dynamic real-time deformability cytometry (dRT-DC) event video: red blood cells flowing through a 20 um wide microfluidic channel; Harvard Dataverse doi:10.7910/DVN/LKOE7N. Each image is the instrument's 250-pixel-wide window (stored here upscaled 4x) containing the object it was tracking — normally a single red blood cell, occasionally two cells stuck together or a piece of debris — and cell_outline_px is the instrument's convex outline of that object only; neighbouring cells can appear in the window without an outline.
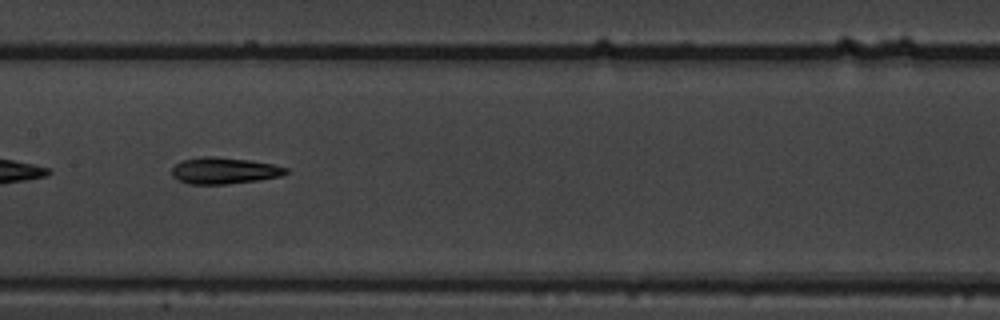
{"species": "common noctule bat (a hibernating species)", "species_latin": "Nyctalus noctula", "temperature_condition": "warm", "stored_images_in_passage": 10, "camera_frame_rate_fps": 3000, "um_per_image_px": 0.085, "animal": {"sex": "male", "body_mass_g": 19.5, "forearm_length_mm": 54.6}, "frame": {"image": 1, "passage_image": 9, "time_ms": 2.667, "image_size_px": [1000, 320], "cell_outline_px": [[288, 172], [280, 176], [260, 180], [228, 184], [188, 184], [172, 176], [172, 168], [176, 164], [184, 160], [204, 156], [212, 156], [248, 160], [272, 164], [288, 168]], "centroid_in_image_um": [19.06, 14.51], "position_along_channel_um": 188.3, "area_um2": 17.46}}
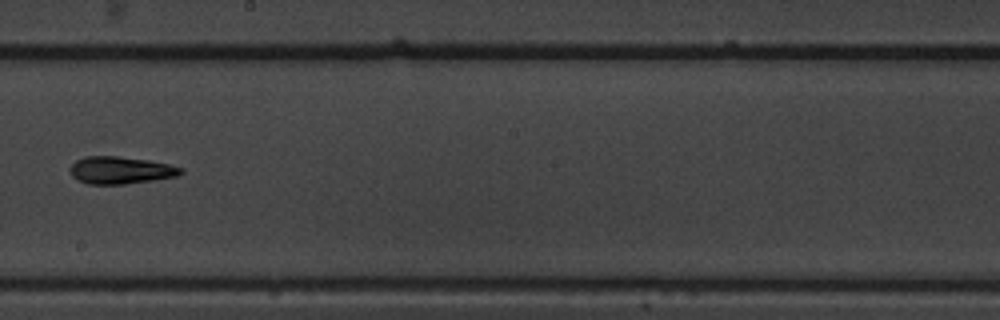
{"frame": {"image": 2, "passage_image": 10, "time_ms": 3.0, "image_size_px": [1000, 320], "cell_outline_px": [[184, 172], [176, 176], [156, 180], [124, 184], [88, 184], [72, 176], [68, 168], [76, 160], [88, 156], [116, 156], [148, 160], [168, 164], [184, 168]], "centroid_in_image_um": [10.26, 14.47], "position_along_channel_um": 237.9, "area_um2": 17.63}}